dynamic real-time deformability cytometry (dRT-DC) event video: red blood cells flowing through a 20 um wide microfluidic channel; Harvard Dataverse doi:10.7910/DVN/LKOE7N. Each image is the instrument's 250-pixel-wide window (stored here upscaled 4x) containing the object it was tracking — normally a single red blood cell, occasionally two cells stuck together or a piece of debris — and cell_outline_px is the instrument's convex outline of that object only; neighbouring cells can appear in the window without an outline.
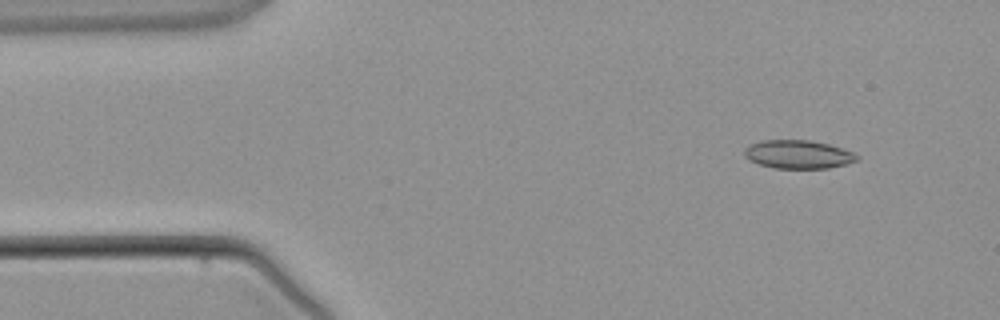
{"species": "common noctule bat (a hibernating species)", "species_latin": "Nyctalus noctula", "temperature_condition": "warm", "stored_images_in_passage": 2, "camera_frame_rate_fps": 3000, "um_per_image_px": 0.085, "animal": {"sex": "male", "body_mass_g": 21.5, "forearm_length_mm": 52.0}, "frame": {"image": 1, "passage_image": 1, "time_ms": 0.0, "image_size_px": [1000, 320], "cell_outline_px": [[860, 160], [848, 164], [828, 168], [772, 168], [760, 164], [744, 156], [744, 148], [748, 144], [760, 140], [808, 140], [828, 144], [852, 152], [860, 156]], "centroid_in_image_um": [67.85, 13.12], "position_along_channel_um": 17.2, "area_um2": 18.73}}